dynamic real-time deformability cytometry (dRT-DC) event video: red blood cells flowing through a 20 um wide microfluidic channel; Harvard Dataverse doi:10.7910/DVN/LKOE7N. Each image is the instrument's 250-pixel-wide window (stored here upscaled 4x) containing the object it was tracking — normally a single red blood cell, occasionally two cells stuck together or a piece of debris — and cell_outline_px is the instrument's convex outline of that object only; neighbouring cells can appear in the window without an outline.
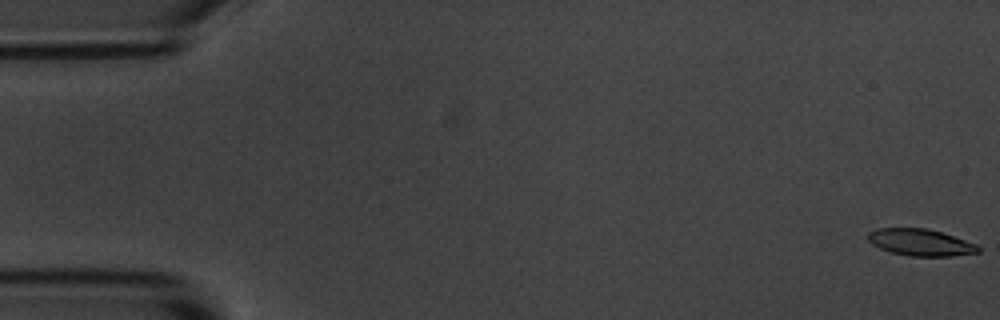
{"species": "common noctule bat (a hibernating species)", "species_latin": "Nyctalus noctula", "temperature_condition": "room temperature", "stored_images_in_passage": 6, "camera_frame_rate_fps": 3000, "um_per_image_px": 0.085, "animal": {"sex": "male", "body_mass_g": 20.1, "forearm_length_mm": 53.5}, "frame": {"image": 1, "passage_image": 1, "time_ms": 0.0, "image_size_px": [1000, 320], "cell_outline_px": [[980, 252], [952, 256], [912, 256], [888, 252], [872, 244], [868, 240], [868, 232], [876, 228], [928, 228], [976, 244], [980, 248]], "centroid_in_image_um": [78.21, 20.6], "position_along_channel_um": 6.8, "area_um2": 17.17}}
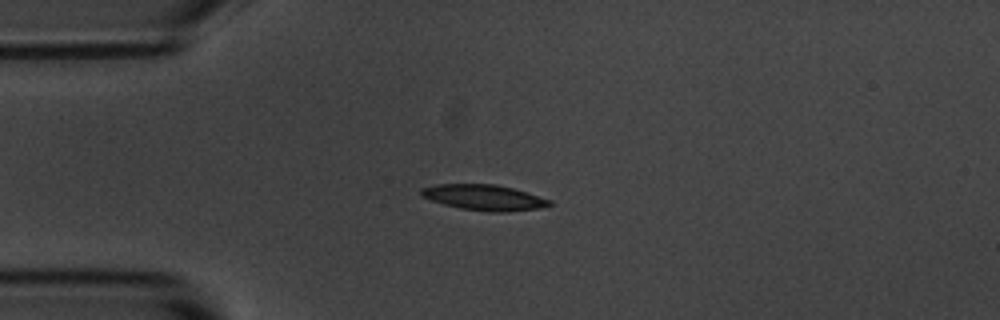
{"frame": {"image": 2, "passage_image": 4, "time_ms": 1.0, "image_size_px": [1000, 320], "cell_outline_px": [[552, 204], [540, 208], [508, 212], [492, 212], [460, 208], [444, 204], [420, 196], [420, 188], [436, 184], [496, 184], [528, 192], [552, 200]], "centroid_in_image_um": [41.15, 16.78], "position_along_channel_um": 43.8, "area_um2": 19.25}}
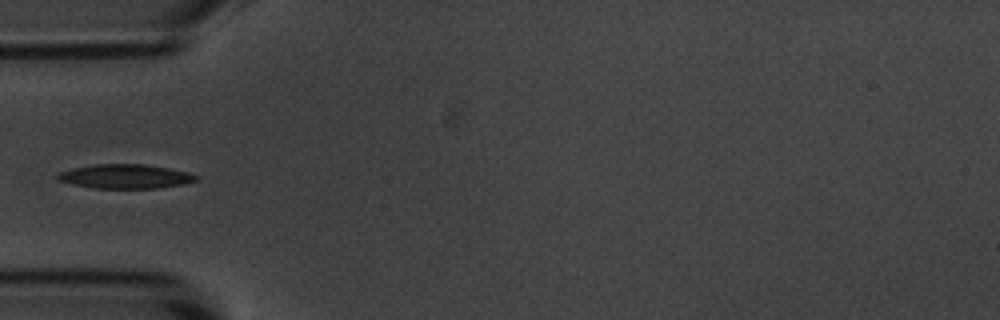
{"frame": {"image": 3, "passage_image": 5, "time_ms": 1.333, "image_size_px": [1000, 320], "cell_outline_px": [[200, 180], [184, 184], [156, 188], [92, 188], [72, 184], [60, 180], [56, 176], [60, 172], [72, 168], [96, 164], [144, 164], [168, 168], [188, 172], [196, 176]], "centroid_in_image_um": [10.67, 14.99], "position_along_channel_um": 74.3, "area_um2": 19.42}}